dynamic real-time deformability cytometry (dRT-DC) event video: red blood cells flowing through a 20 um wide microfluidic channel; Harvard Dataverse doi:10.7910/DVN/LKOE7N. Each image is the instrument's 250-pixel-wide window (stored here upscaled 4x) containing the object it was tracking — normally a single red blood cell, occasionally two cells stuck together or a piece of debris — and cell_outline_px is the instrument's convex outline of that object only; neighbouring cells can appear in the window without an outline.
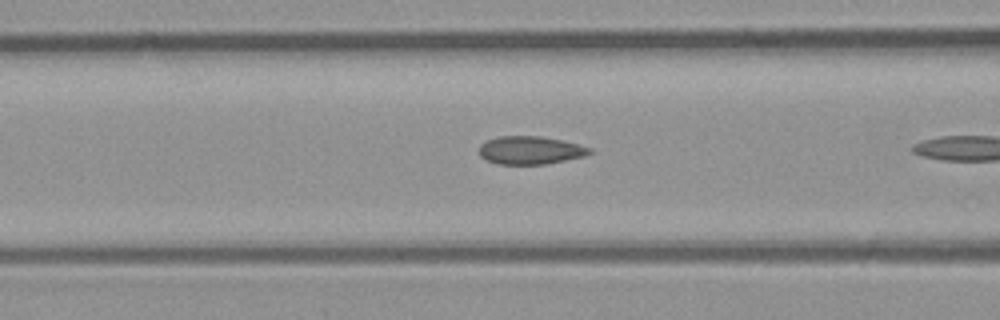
{"species": "common noctule bat (a hibernating species)", "species_latin": "Nyctalus noctula", "temperature_condition": "room temperature", "stored_images_in_passage": 8, "camera_frame_rate_fps": 3000, "um_per_image_px": 0.085, "animal": {"sex": "male", "body_mass_g": 23.1, "forearm_length_mm": 52.7}, "frame": {"image": 1, "passage_image": 7, "time_ms": 2.0, "image_size_px": [1000, 320], "cell_outline_px": [[592, 152], [584, 156], [544, 164], [496, 164], [480, 156], [480, 144], [488, 140], [500, 136], [540, 136], [564, 140], [592, 148]], "centroid_in_image_um": [45.09, 12.76], "position_along_channel_um": 121.5, "area_um2": 17.98}}